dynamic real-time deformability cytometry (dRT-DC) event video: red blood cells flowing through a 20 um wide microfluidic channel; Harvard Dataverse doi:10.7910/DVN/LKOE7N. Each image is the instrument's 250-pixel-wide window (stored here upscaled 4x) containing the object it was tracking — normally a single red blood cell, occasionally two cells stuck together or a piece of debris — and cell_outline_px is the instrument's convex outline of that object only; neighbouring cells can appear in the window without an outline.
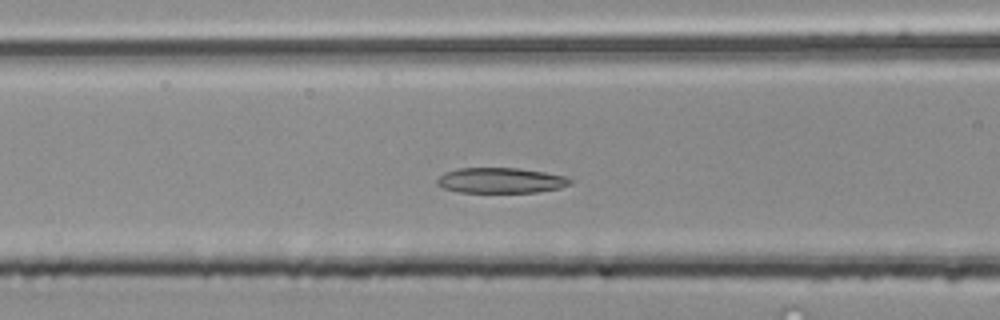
{"species": "common noctule bat (a hibernating species)", "species_latin": "Nyctalus noctula", "temperature_condition": "room temperature", "stored_images_in_passage": 47, "camera_frame_rate_fps": 3000, "um_per_image_px": 0.085, "animal": {"sex": "male", "body_mass_g": 20.4}, "frame": {"image": 1, "passage_image": 16, "time_ms": 5.0, "image_size_px": [1000, 320], "cell_outline_px": [[572, 184], [560, 188], [536, 192], [460, 192], [444, 188], [436, 184], [436, 180], [444, 172], [460, 168], [520, 168], [568, 176], [572, 180]], "centroid_in_image_um": [42.59, 15.33], "position_along_channel_um": 124.0, "area_um2": 19.77}}
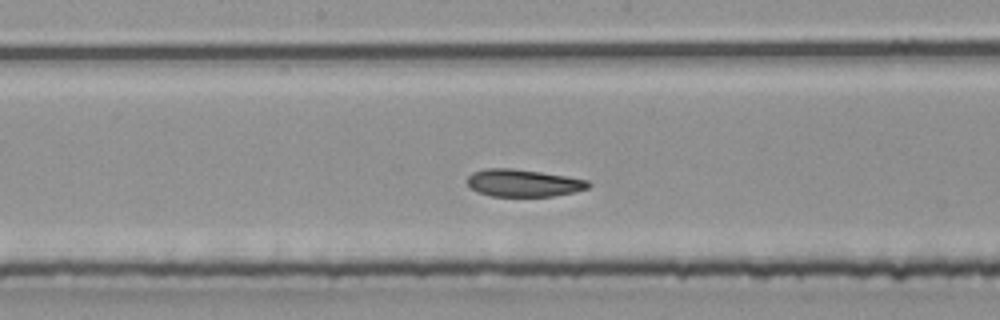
{"frame": {"image": 2, "passage_image": 22, "time_ms": 7.0, "image_size_px": [1000, 320], "cell_outline_px": [[592, 184], [588, 188], [572, 192], [552, 196], [492, 196], [476, 192], [468, 184], [468, 176], [472, 172], [484, 168], [508, 168], [540, 172], [588, 180]], "centroid_in_image_um": [44.45, 15.55], "position_along_channel_um": 203.7, "area_um2": 19.13}}
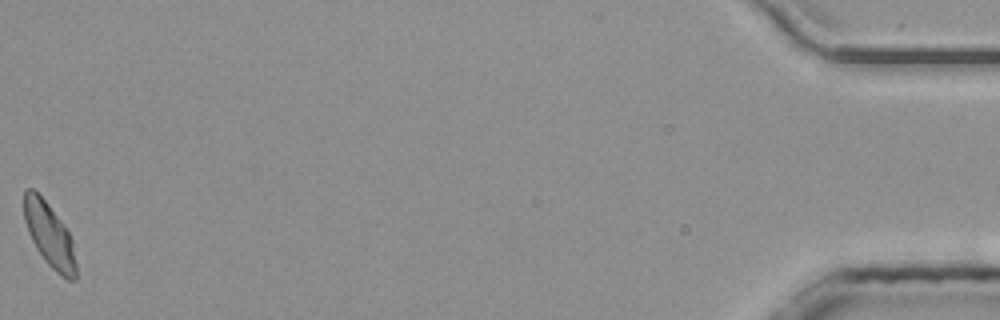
{"frame": {"image": 3, "passage_image": 47, "time_ms": 15.333, "image_size_px": [1000, 320], "cell_outline_px": [[76, 280], [68, 280], [56, 272], [44, 260], [36, 248], [28, 232], [24, 220], [24, 188], [32, 188], [48, 204], [60, 220], [68, 232], [72, 240], [76, 264]], "centroid_in_image_um": [4.19, 19.99], "position_along_channel_um": 431.0, "area_um2": 19.19}, "authors_computed_cell_mechanics": {"area_um2": 20.0566, "velocity_mm_per_s": 3.976, "shape_relaxation_time_tau1_ms": 2.6046, "shape_relaxation_time_tau2_ms": 1.9529, "deformation_change_tau1": 0.1021, "deformation_change_tau2": 0.0762}}